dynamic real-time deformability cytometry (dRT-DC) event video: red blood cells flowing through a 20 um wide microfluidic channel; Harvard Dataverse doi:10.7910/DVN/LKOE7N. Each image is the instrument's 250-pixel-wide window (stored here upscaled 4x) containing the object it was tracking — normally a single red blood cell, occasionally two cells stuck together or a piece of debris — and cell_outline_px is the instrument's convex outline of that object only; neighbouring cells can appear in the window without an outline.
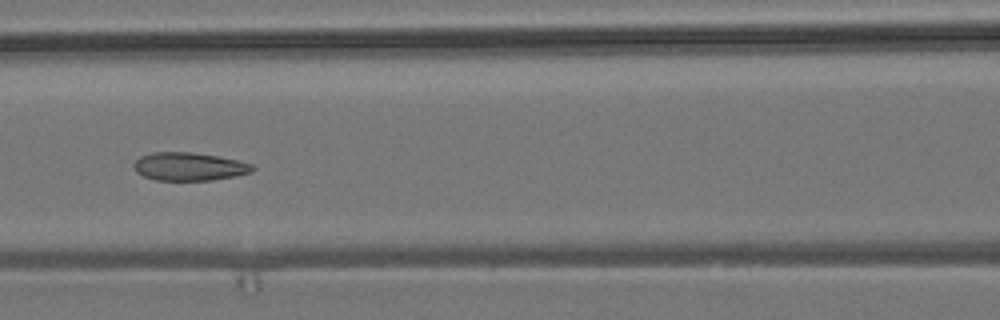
{"species": "common noctule bat (a hibernating species)", "species_latin": "Nyctalus noctula", "temperature_condition": "room temperature", "stored_images_in_passage": 9, "camera_frame_rate_fps": 3000, "um_per_image_px": 0.085, "animal": {"sex": "male", "body_mass_g": 19.2, "forearm_length_mm": 51.8}, "frame": {"image": 1, "passage_image": 7, "time_ms": 2.0, "image_size_px": [1000, 320], "cell_outline_px": [[256, 168], [252, 172], [236, 176], [212, 180], [156, 180], [144, 176], [136, 172], [132, 164], [140, 156], [152, 152], [192, 152], [216, 156], [236, 160], [252, 164]], "centroid_in_image_um": [16.07, 14.16], "position_along_channel_um": 150.5, "area_um2": 19.48}}
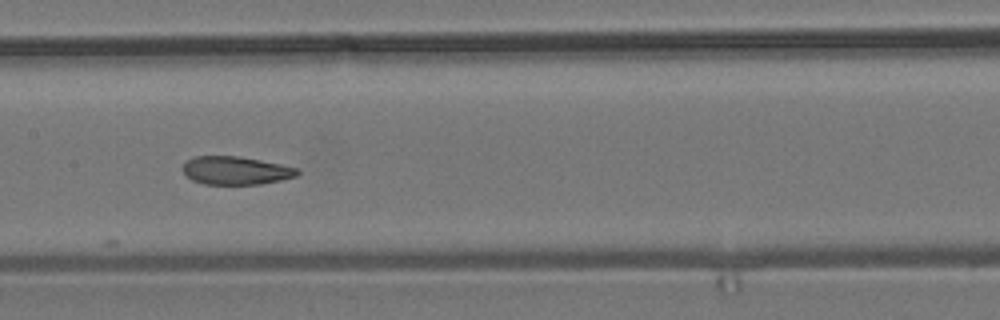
{"frame": {"image": 2, "passage_image": 8, "time_ms": 2.333, "image_size_px": [1000, 320], "cell_outline_px": [[300, 172], [296, 176], [280, 180], [260, 184], [204, 184], [192, 180], [184, 172], [184, 164], [188, 160], [196, 156], [236, 156], [260, 160], [280, 164], [296, 168]], "centroid_in_image_um": [20.05, 14.5], "position_along_channel_um": 187.4, "area_um2": 18.5}}